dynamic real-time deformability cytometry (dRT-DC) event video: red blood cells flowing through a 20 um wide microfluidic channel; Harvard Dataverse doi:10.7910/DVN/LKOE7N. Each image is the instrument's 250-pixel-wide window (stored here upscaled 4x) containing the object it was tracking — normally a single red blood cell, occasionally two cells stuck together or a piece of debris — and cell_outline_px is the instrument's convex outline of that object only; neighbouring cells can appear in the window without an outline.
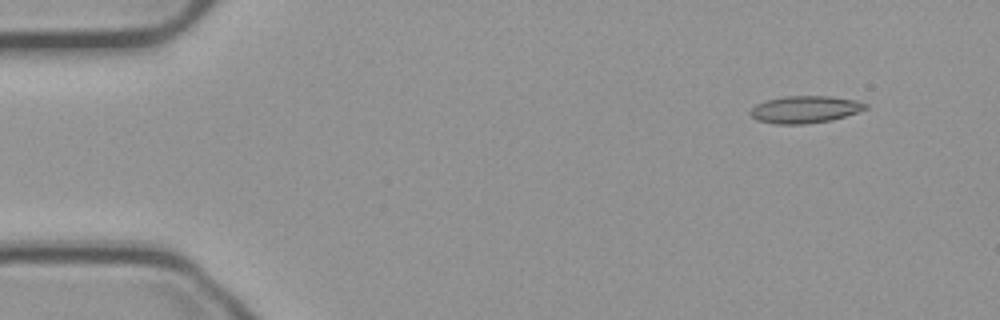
{"species": "common noctule bat (a hibernating species)", "species_latin": "Nyctalus noctula", "temperature_condition": "cold", "stored_images_in_passage": 51, "camera_frame_rate_fps": 3000, "um_per_image_px": 0.085, "animal": {"sex": "male", "body_mass_g": 23.1, "forearm_length_mm": 52.7}, "frame": {"image": 1, "passage_image": 1, "time_ms": 0.0, "image_size_px": [1000, 320], "cell_outline_px": [[868, 108], [832, 120], [804, 124], [776, 124], [756, 120], [748, 112], [756, 104], [768, 100], [784, 96], [828, 96], [856, 100], [868, 104]], "centroid_in_image_um": [68.41, 9.3], "position_along_channel_um": 16.6, "area_um2": 18.15}}
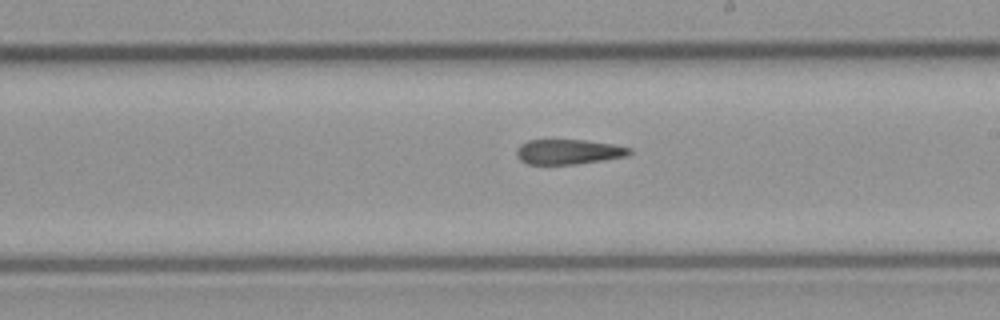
{"frame": {"image": 2, "passage_image": 27, "time_ms": 8.667, "image_size_px": [1000, 320], "cell_outline_px": [[632, 152], [628, 156], [576, 164], [528, 164], [520, 160], [516, 156], [516, 148], [520, 144], [528, 140], [588, 140], [612, 144], [632, 148]], "centroid_in_image_um": [48.31, 12.9], "position_along_channel_um": 240.7, "area_um2": 16.53}}
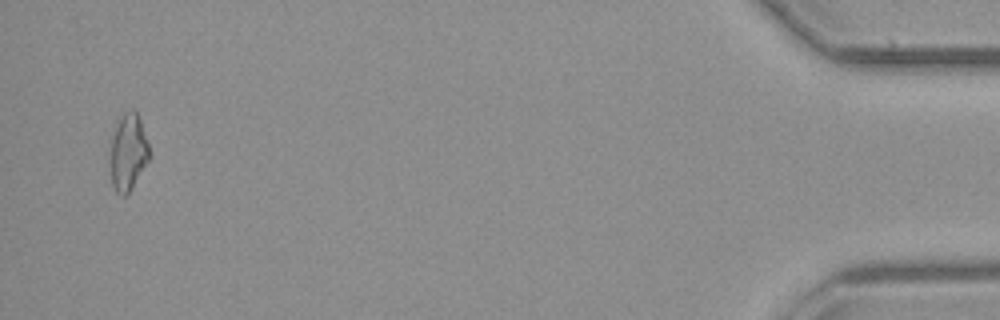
{"frame": {"image": 3, "passage_image": 49, "time_ms": 16.0, "image_size_px": [1000, 320], "cell_outline_px": [[148, 160], [132, 188], [124, 196], [120, 196], [116, 192], [112, 184], [112, 136], [124, 112], [132, 108], [136, 112], [140, 120], [148, 144]], "centroid_in_image_um": [10.9, 12.95], "position_along_channel_um": 424.3, "area_um2": 16.65}, "authors_computed_cell_mechanics": {"area_um2": 17.5712, "velocity_mm_per_s": 3.7504, "shape_relaxation_time_tau1_ms": 8.6356, "shape_relaxation_time_tau2_ms": 5.401, "deformation_change_tau1": 0.2206, "deformation_change_tau2": 0.1759}}